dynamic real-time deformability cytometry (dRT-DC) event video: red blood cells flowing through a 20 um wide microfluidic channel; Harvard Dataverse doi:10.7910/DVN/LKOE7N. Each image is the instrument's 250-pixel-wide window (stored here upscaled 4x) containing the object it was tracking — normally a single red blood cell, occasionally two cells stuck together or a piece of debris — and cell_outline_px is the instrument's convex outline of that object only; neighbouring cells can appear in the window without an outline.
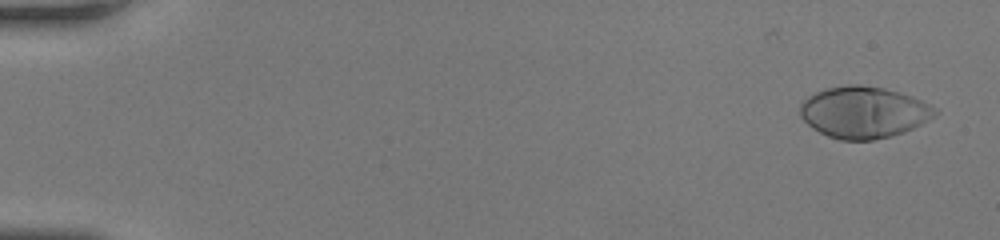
{"species": "human", "species_latin": "Homo sapiens", "temperature_condition": "room temperature", "stored_images_in_passage": 51, "camera_frame_rate_fps": 3000, "um_per_image_px": 0.085, "donor": {"sex": "female"}, "frame": {"image": 1, "passage_image": 3, "time_ms": 0.667, "image_size_px": [1000, 240], "cell_outline_px": [[940, 112], [936, 116], [904, 132], [872, 140], [840, 140], [828, 136], [812, 128], [800, 116], [800, 104], [808, 96], [824, 88], [848, 84], [860, 84], [884, 88], [900, 92], [912, 96], [936, 108]], "centroid_in_image_um": [73.41, 9.53], "position_along_channel_um": 11.6, "area_um2": 40.63}}
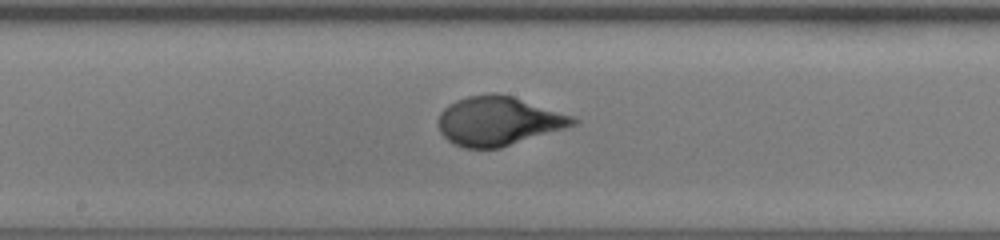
{"frame": {"image": 2, "passage_image": 29, "time_ms": 9.333, "image_size_px": [1000, 240], "cell_outline_px": [[580, 120], [576, 124], [564, 128], [500, 148], [464, 148], [448, 140], [440, 132], [440, 112], [448, 104], [456, 100], [468, 96], [492, 92], [512, 96], [572, 116]], "centroid_in_image_um": [42.35, 10.28], "position_along_channel_um": 205.9, "area_um2": 37.97}}
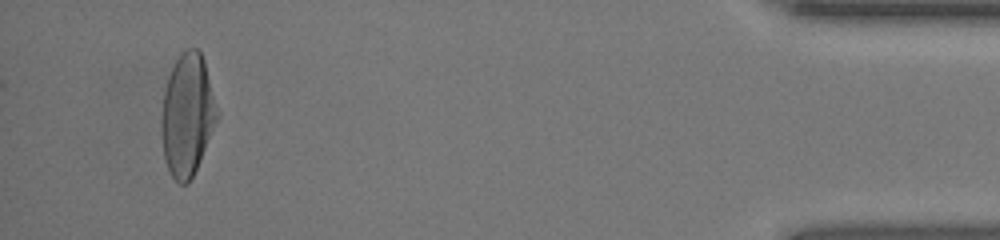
{"frame": {"image": 3, "passage_image": 49, "time_ms": 16.0, "image_size_px": [1000, 240], "cell_outline_px": [[220, 116], [196, 168], [188, 184], [180, 184], [172, 176], [168, 168], [164, 156], [160, 128], [160, 124], [164, 92], [168, 76], [180, 52], [188, 48], [196, 48], [200, 52], [204, 60], [220, 112]], "centroid_in_image_um": [15.94, 9.74], "position_along_channel_um": 419.3, "area_um2": 39.82}, "authors_computed_cell_mechanics": {"area_um2": 38.5526, "velocity_mm_per_s": 4.2153, "shape_relaxation_time_tau1_ms": 3.545, "shape_relaxation_time_tau2_ms": null, "deformation_change_tau1": 0.2263, "deformation_change_tau2": null}}